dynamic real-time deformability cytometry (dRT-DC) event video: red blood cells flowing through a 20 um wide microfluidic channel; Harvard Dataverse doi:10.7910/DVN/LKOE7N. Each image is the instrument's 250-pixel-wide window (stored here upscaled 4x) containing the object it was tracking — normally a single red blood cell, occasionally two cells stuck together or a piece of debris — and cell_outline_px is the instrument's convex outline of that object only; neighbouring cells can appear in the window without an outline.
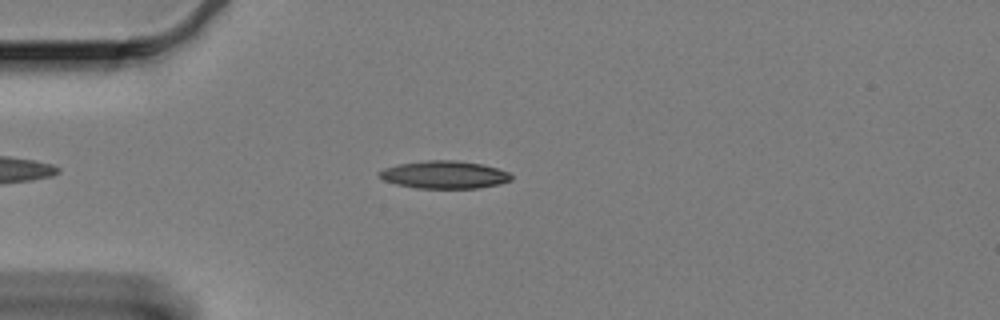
{"species": "Egyptian fruit bat (a non-hibernating species)", "species_latin": "Rousettus aegyptiacus", "temperature_condition": "cold", "stored_images_in_passage": 36, "camera_frame_rate_fps": 3000, "um_per_image_px": 0.085, "animal": {"sex": "female"}, "frame": {"image": 1, "passage_image": 1, "time_ms": 0.0, "image_size_px": [1000, 320], "cell_outline_px": [[512, 180], [496, 184], [476, 188], [416, 188], [396, 184], [384, 180], [380, 176], [380, 172], [384, 168], [400, 164], [428, 160], [456, 160], [480, 164], [496, 168], [508, 172], [512, 176]], "centroid_in_image_um": [37.77, 14.85], "position_along_channel_um": 47.2, "area_um2": 20.92}}
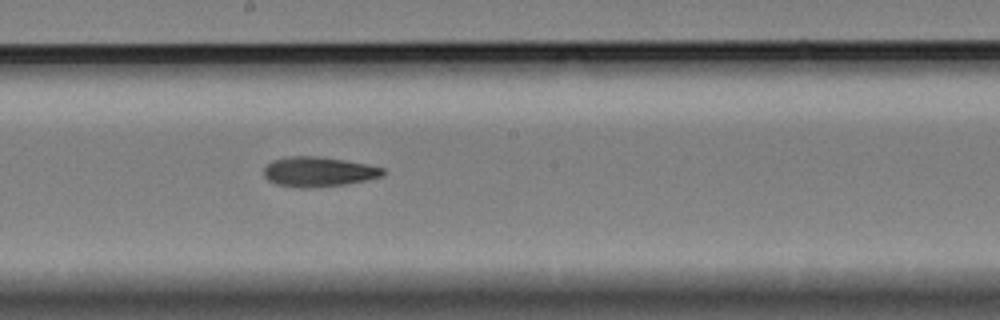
{"frame": {"image": 2, "passage_image": 18, "time_ms": 5.667, "image_size_px": [1000, 320], "cell_outline_px": [[384, 176], [368, 180], [348, 184], [308, 188], [300, 188], [276, 184], [268, 180], [264, 176], [264, 168], [272, 160], [288, 156], [316, 156], [344, 160], [368, 164], [384, 168]], "centroid_in_image_um": [27.09, 14.6], "position_along_channel_um": 221.1, "area_um2": 20.87}}
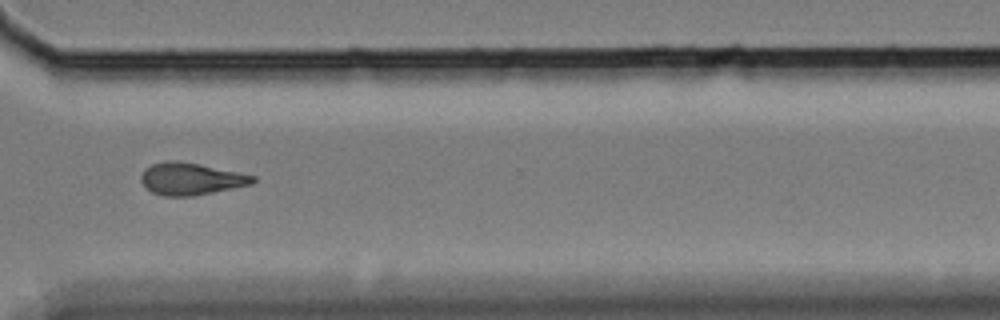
{"frame": {"image": 3, "passage_image": 30, "time_ms": 9.667, "image_size_px": [1000, 320], "cell_outline_px": [[256, 180], [252, 184], [192, 196], [164, 196], [152, 192], [140, 180], [140, 176], [144, 168], [152, 164], [168, 160], [176, 160], [200, 164], [256, 176]], "centroid_in_image_um": [16.2, 15.19], "position_along_channel_um": 354.4, "area_um2": 20.81}, "authors_computed_cell_mechanics": {"area_um2": 20.7791, "velocity_mm_per_s": 3.3371, "shape_relaxation_time_tau1_ms": null, "shape_relaxation_time_tau2_ms": 5.4916, "deformation_change_tau1": null, "deformation_change_tau2": 0.1433}}